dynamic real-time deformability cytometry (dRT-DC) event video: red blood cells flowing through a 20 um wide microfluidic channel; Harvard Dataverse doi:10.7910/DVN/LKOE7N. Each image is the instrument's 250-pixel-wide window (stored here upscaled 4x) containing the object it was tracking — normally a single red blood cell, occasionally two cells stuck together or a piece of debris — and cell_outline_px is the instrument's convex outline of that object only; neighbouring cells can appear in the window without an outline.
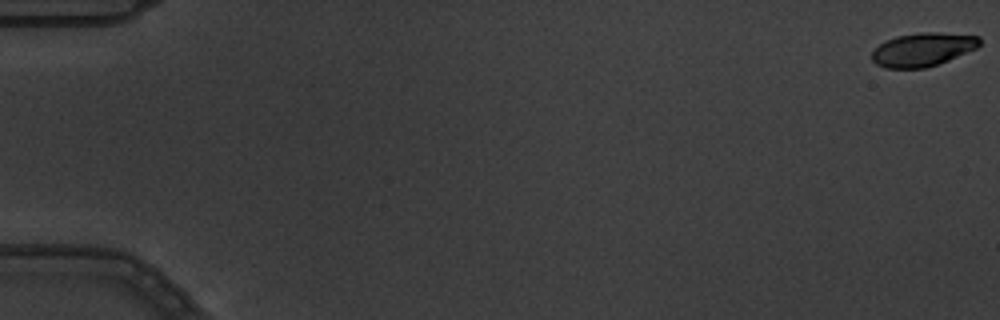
{"species": "common noctule bat (a hibernating species)", "species_latin": "Nyctalus noctula", "temperature_condition": "warm", "stored_images_in_passage": 4, "camera_frame_rate_fps": 3000, "um_per_image_px": 0.085, "animal": {"sex": "male", "body_mass_g": 19.5, "forearm_length_mm": 54.6}, "frame": {"image": 1, "passage_image": 1, "time_ms": 0.0, "image_size_px": [1000, 320], "cell_outline_px": [[980, 44], [976, 48], [948, 60], [924, 68], [884, 68], [876, 64], [872, 60], [872, 52], [880, 44], [896, 36], [924, 32], [936, 32], [980, 36]], "centroid_in_image_um": [78.42, 4.21], "position_along_channel_um": 6.6, "area_um2": 20.75}}